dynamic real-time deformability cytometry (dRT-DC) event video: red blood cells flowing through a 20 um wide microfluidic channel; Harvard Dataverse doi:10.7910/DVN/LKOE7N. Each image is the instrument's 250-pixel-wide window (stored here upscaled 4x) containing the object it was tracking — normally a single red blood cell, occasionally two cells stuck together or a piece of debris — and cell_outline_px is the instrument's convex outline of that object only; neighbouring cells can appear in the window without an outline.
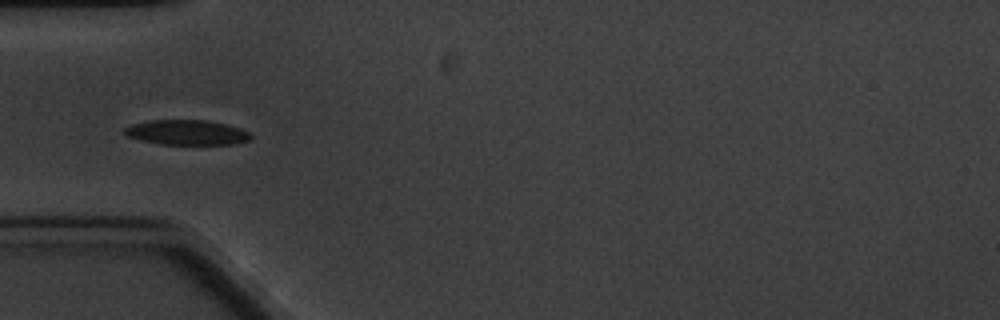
{"species": "common noctule bat (a hibernating species)", "species_latin": "Nyctalus noctula", "temperature_condition": "cold", "stored_images_in_passage": 6, "camera_frame_rate_fps": 3000, "um_per_image_px": 0.085, "animal": {"sex": "male", "body_mass_g": 20.1, "forearm_length_mm": 53.5}, "frame": {"image": 1, "passage_image": 4, "time_ms": 3.667, "image_size_px": [1000, 320], "cell_outline_px": [[252, 136], [248, 140], [232, 144], [160, 144], [140, 140], [128, 136], [124, 132], [124, 128], [132, 124], [152, 120], [204, 120], [224, 124], [240, 128], [248, 132]], "centroid_in_image_um": [15.85, 11.26], "position_along_channel_um": 69.1, "area_um2": 18.09}}